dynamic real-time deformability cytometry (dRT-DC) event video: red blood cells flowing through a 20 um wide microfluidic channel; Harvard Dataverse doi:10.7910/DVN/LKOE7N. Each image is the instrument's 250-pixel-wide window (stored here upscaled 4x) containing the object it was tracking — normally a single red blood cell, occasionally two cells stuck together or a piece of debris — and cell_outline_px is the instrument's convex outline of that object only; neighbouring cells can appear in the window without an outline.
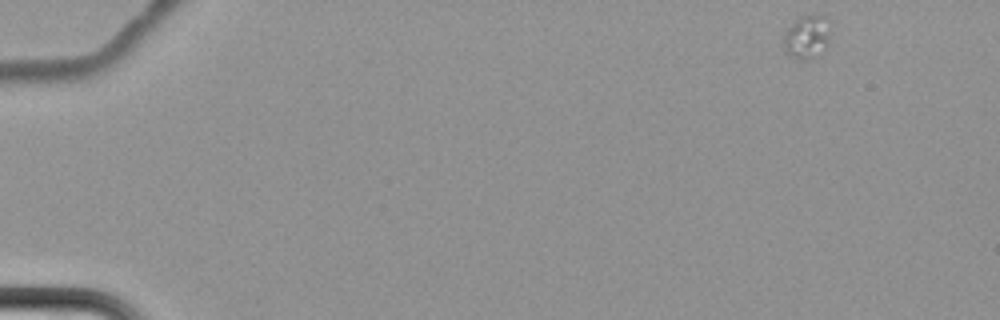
{"species": "common noctule bat (a hibernating species)", "species_latin": "Nyctalus noctula", "temperature_condition": "cold", "stored_images_in_passage": 5, "camera_frame_rate_fps": 3000, "um_per_image_px": 0.085, "animal": {"sex": "female", "body_mass_g": 22.7, "forearm_length_mm": 54.2}, "frame": {"image": 1, "passage_image": 1, "time_ms": 0.0, "image_size_px": [1000, 320], "cell_outline_px": [[828, 44], [824, 48], [808, 60], [800, 60], [792, 56], [784, 48], [784, 36], [788, 28], [800, 16], [824, 16], [828, 36]], "centroid_in_image_um": [68.54, 3.16], "position_along_channel_um": 16.5, "area_um2": 11.04}}